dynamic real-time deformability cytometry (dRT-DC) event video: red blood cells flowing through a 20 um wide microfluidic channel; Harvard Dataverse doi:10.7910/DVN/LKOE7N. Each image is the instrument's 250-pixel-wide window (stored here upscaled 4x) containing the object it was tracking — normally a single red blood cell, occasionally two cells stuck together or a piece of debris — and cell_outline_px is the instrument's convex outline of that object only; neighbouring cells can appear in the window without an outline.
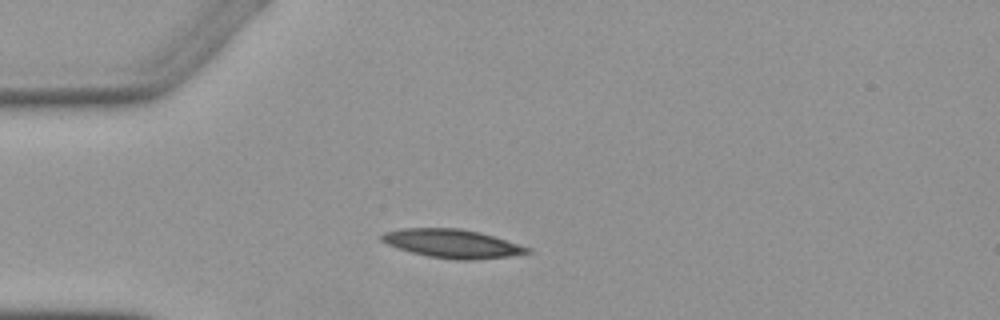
{"species": "Egyptian fruit bat (a non-hibernating species)", "species_latin": "Rousettus aegyptiacus", "temperature_condition": "warm", "stored_images_in_passage": 3, "camera_frame_rate_fps": 3000, "um_per_image_px": 0.085, "animal": {"sex": "female"}, "frame": {"image": 1, "passage_image": 3, "time_ms": 2.333, "image_size_px": [1000, 320], "cell_outline_px": [[532, 252], [508, 256], [472, 260], [456, 260], [428, 256], [412, 252], [388, 244], [380, 240], [380, 236], [384, 232], [404, 228], [460, 228], [480, 232], [532, 248]], "centroid_in_image_um": [38.46, 20.7], "position_along_channel_um": 46.5, "area_um2": 24.1}}